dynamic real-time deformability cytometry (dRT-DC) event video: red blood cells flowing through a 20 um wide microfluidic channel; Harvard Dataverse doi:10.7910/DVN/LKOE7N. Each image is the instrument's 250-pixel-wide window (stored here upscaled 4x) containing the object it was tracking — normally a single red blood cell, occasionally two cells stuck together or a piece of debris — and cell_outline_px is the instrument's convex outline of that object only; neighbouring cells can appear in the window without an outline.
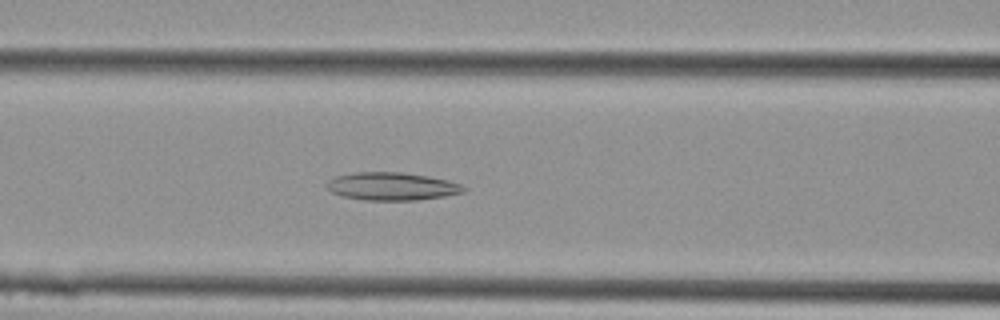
{"species": "Egyptian fruit bat (a non-hibernating species)", "species_latin": "Rousettus aegyptiacus", "temperature_condition": "cold", "stored_images_in_passage": 13, "camera_frame_rate_fps": 3000, "um_per_image_px": 0.085, "animal": {"sex": "female"}, "frame": {"image": 1, "passage_image": 11, "time_ms": 3.333, "image_size_px": [1000, 320], "cell_outline_px": [[468, 188], [464, 192], [444, 196], [416, 200], [364, 200], [344, 196], [332, 192], [328, 188], [328, 180], [336, 176], [352, 172], [404, 172], [428, 176], [448, 180], [460, 184]], "centroid_in_image_um": [33.34, 15.83], "position_along_channel_um": 133.3, "area_um2": 22.2}}
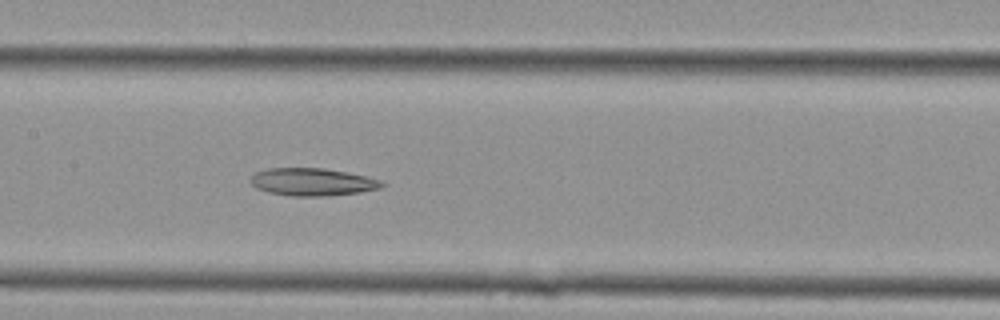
{"frame": {"image": 2, "passage_image": 13, "time_ms": 4.0, "image_size_px": [1000, 320], "cell_outline_px": [[384, 184], [380, 188], [360, 192], [328, 196], [288, 196], [268, 192], [256, 188], [248, 180], [256, 172], [268, 168], [324, 168], [348, 172], [368, 176], [380, 180]], "centroid_in_image_um": [26.54, 15.46], "position_along_channel_um": 180.9, "area_um2": 21.27}}